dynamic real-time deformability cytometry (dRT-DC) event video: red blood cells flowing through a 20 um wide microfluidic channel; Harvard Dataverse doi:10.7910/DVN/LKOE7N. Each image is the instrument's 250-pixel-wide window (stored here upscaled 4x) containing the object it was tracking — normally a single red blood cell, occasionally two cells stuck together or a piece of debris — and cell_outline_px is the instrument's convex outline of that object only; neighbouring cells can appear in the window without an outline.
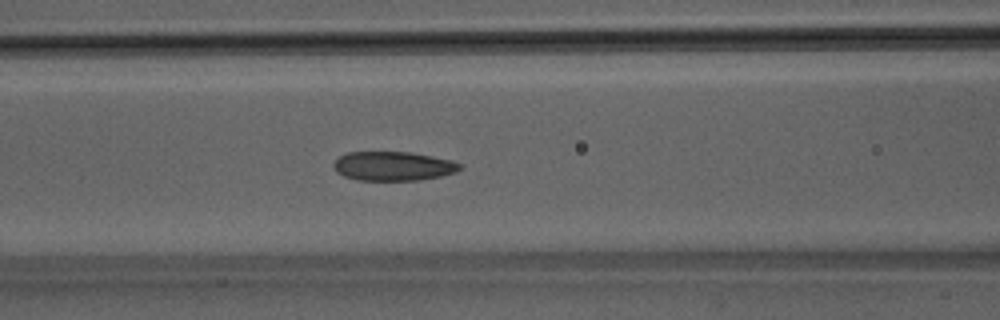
{"species": "Egyptian fruit bat (a non-hibernating species)", "species_latin": "Rousettus aegyptiacus", "temperature_condition": "room temperature", "stored_images_in_passage": 49, "camera_frame_rate_fps": 3000, "um_per_image_px": 0.085, "animal": {"sex": "male"}, "frame": {"image": 1, "passage_image": 20, "time_ms": 6.333, "image_size_px": [1000, 320], "cell_outline_px": [[464, 168], [456, 172], [440, 176], [416, 180], [356, 180], [344, 176], [336, 172], [332, 164], [340, 156], [348, 152], [412, 152], [452, 160], [460, 164]], "centroid_in_image_um": [33.42, 14.11], "position_along_channel_um": 133.2, "area_um2": 21.5}}
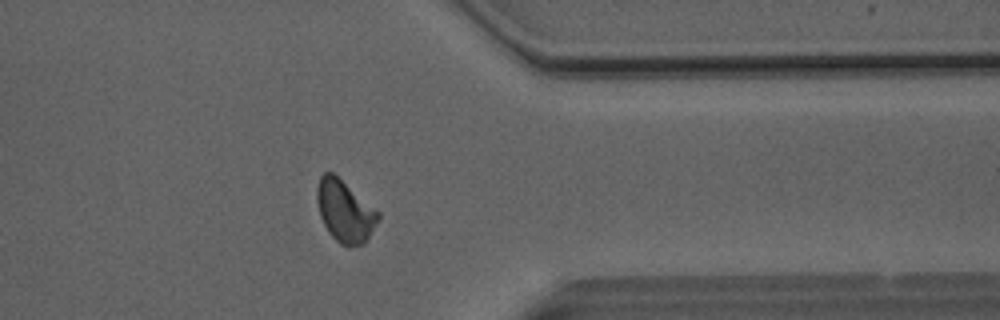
{"frame": {"image": 2, "passage_image": 39, "time_ms": 12.667, "image_size_px": [1000, 320], "cell_outline_px": [[380, 216], [364, 244], [348, 248], [340, 244], [328, 232], [320, 216], [316, 200], [316, 188], [320, 176], [324, 172], [332, 172], [380, 212]], "centroid_in_image_um": [29.29, 17.96], "position_along_channel_um": 382.1, "area_um2": 22.02}}
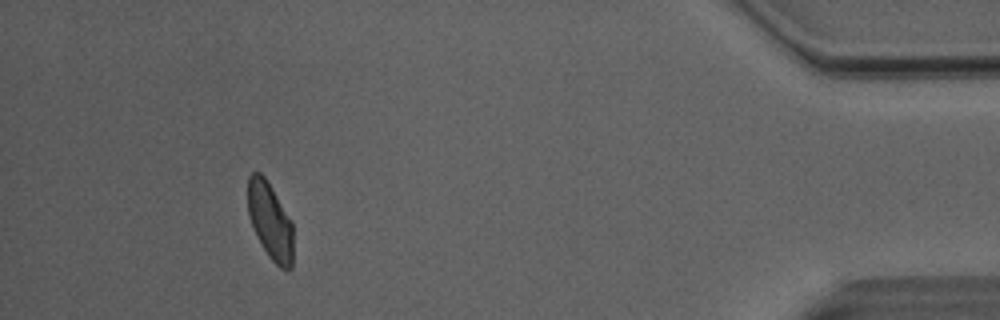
{"frame": {"image": 3, "passage_image": 45, "time_ms": 14.667, "image_size_px": [1000, 320], "cell_outline_px": [[292, 268], [288, 272], [280, 268], [268, 256], [256, 236], [248, 212], [248, 176], [252, 172], [260, 172], [264, 176], [292, 220]], "centroid_in_image_um": [22.97, 18.8], "position_along_channel_um": 412.2, "area_um2": 20.35}, "authors_computed_cell_mechanics": {"area_um2": 22.1374, "velocity_mm_per_s": 4.0824, "shape_relaxation_time_tau1_ms": 3.6213, "shape_relaxation_time_tau2_ms": 1.7411, "deformation_change_tau1": 0.1118, "deformation_change_tau2": 0.0699}}